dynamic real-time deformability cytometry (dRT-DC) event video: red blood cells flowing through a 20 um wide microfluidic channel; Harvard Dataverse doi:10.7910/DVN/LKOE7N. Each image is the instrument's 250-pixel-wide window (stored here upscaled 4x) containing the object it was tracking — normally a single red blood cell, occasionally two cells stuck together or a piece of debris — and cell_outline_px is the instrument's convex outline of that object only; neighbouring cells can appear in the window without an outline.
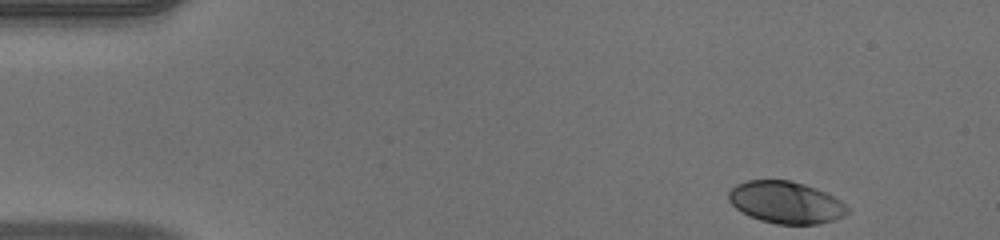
{"species": "human", "species_latin": "Homo sapiens", "temperature_condition": "warm", "stored_images_in_passage": 48, "camera_frame_rate_fps": 3000, "um_per_image_px": 0.085, "donor": {"sex": "male"}, "frame": {"image": 1, "passage_image": 1, "time_ms": 0.0, "image_size_px": [1000, 240], "cell_outline_px": [[848, 212], [844, 216], [820, 224], [776, 224], [760, 220], [748, 216], [736, 208], [728, 200], [728, 192], [736, 184], [748, 180], [788, 180], [804, 184], [816, 188], [840, 200], [848, 208]], "centroid_in_image_um": [66.77, 17.21], "position_along_channel_um": 18.2, "area_um2": 29.02}}
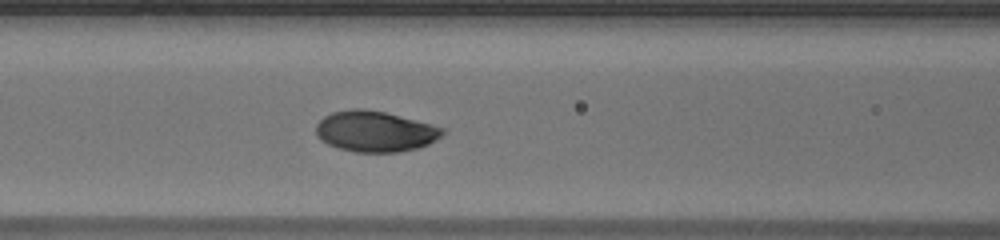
{"frame": {"image": 2, "passage_image": 18, "time_ms": 5.667, "image_size_px": [1000, 240], "cell_outline_px": [[444, 132], [436, 140], [428, 144], [416, 148], [400, 152], [356, 152], [340, 148], [328, 144], [320, 140], [316, 136], [316, 124], [324, 116], [332, 112], [352, 108], [364, 108], [384, 112], [432, 124], [444, 128]], "centroid_in_image_um": [31.86, 11.16], "position_along_channel_um": 134.7, "area_um2": 30.06}}
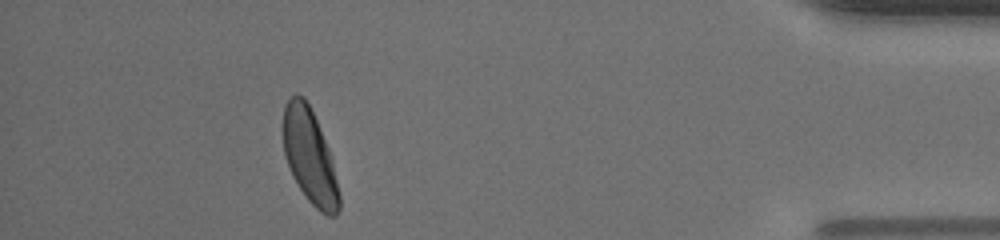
{"frame": {"image": 3, "passage_image": 43, "time_ms": 14.0, "image_size_px": [1000, 240], "cell_outline_px": [[340, 208], [336, 216], [328, 216], [320, 212], [308, 200], [292, 176], [284, 156], [284, 104], [296, 92], [304, 96], [316, 120], [328, 148], [332, 160], [340, 196]], "centroid_in_image_um": [26.33, 13.32], "position_along_channel_um": 408.9, "area_um2": 30.52}, "authors_computed_cell_mechanics": {"area_um2": 29.767, "velocity_mm_per_s": 3.9328, "shape_relaxation_time_tau1_ms": 2.6172, "shape_relaxation_time_tau2_ms": null, "deformation_change_tau1": 0.1536, "deformation_change_tau2": null}}